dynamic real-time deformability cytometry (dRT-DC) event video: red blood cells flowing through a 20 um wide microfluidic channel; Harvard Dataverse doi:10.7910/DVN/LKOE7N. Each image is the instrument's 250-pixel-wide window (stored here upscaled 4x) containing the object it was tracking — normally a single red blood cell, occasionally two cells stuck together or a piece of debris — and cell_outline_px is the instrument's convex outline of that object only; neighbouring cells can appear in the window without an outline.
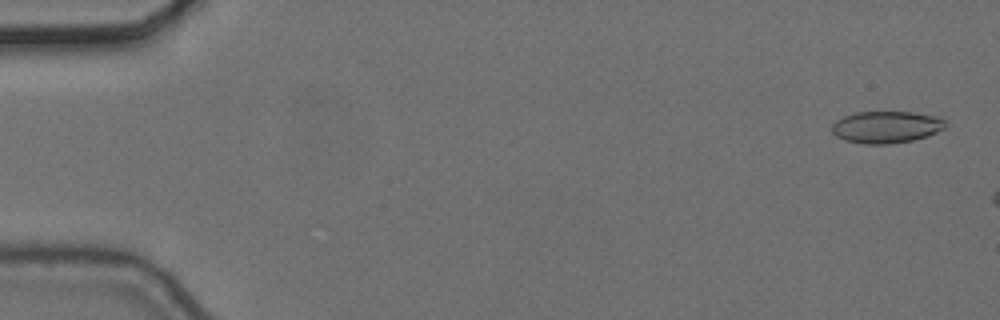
{"species": "common noctule bat (a hibernating species)", "species_latin": "Nyctalus noctula", "temperature_condition": "cold", "stored_images_in_passage": 2, "camera_frame_rate_fps": 3000, "um_per_image_px": 0.085, "animal": {"sex": "female", "body_mass_g": 24.6, "forearm_length_mm": 56.2}, "frame": {"image": 1, "passage_image": 1, "time_ms": 0.0, "image_size_px": [1000, 320], "cell_outline_px": [[948, 124], [944, 128], [936, 132], [912, 140], [892, 144], [864, 144], [844, 140], [836, 136], [832, 132], [832, 124], [836, 120], [844, 116], [856, 112], [912, 112], [936, 116], [944, 120]], "centroid_in_image_um": [75.31, 10.8], "position_along_channel_um": 9.7, "area_um2": 21.1}}